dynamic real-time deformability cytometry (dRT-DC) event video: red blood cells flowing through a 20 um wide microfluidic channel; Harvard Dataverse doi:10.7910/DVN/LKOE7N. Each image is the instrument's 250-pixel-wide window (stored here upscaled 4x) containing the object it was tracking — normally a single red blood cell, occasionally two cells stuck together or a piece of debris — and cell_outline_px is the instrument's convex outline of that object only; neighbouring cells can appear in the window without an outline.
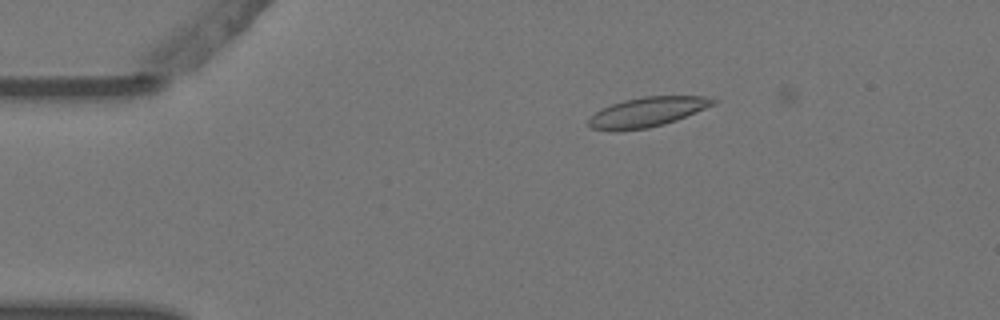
{"species": "Egyptian fruit bat (a non-hibernating species)", "species_latin": "Rousettus aegyptiacus", "temperature_condition": "warm", "stored_images_in_passage": 4, "camera_frame_rate_fps": 3000, "um_per_image_px": 0.085, "animal": {"sex": "female"}, "frame": {"image": 1, "passage_image": 1, "time_ms": 0.0, "image_size_px": [1000, 320], "cell_outline_px": [[720, 100], [716, 104], [676, 120], [664, 124], [648, 128], [592, 128], [588, 124], [588, 120], [600, 108], [624, 100], [644, 96], [704, 96]], "centroid_in_image_um": [55.12, 9.47], "position_along_channel_um": 29.9, "area_um2": 20.87}}
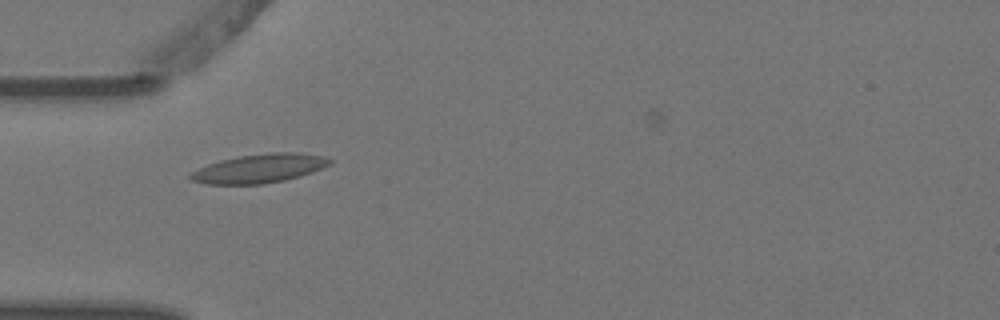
{"frame": {"image": 2, "passage_image": 3, "time_ms": 0.667, "image_size_px": [1000, 320], "cell_outline_px": [[332, 164], [312, 172], [300, 176], [284, 180], [264, 184], [204, 184], [192, 180], [188, 176], [192, 172], [208, 164], [220, 160], [240, 156], [272, 152], [300, 152], [324, 156], [332, 160]], "centroid_in_image_um": [22.08, 14.31], "position_along_channel_um": 62.9, "area_um2": 23.41}}
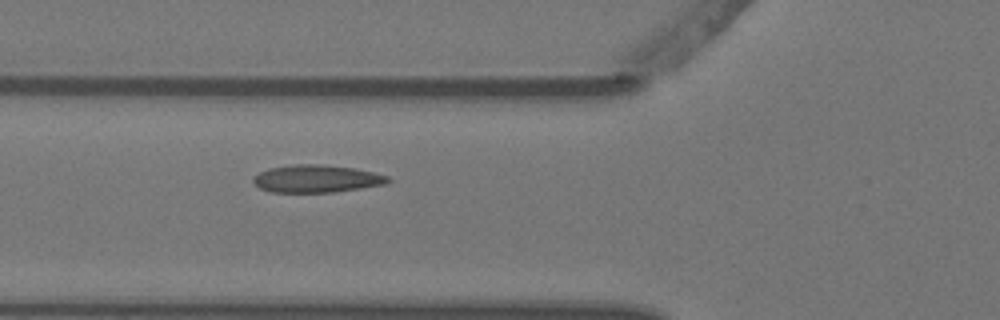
{"frame": {"image": 3, "passage_image": 4, "time_ms": 1.0, "image_size_px": [1000, 320], "cell_outline_px": [[392, 180], [384, 184], [360, 188], [332, 192], [272, 192], [260, 188], [252, 180], [252, 176], [268, 168], [296, 164], [320, 164], [356, 168], [388, 176]], "centroid_in_image_um": [26.89, 15.18], "position_along_channel_um": 98.9, "area_um2": 21.56}}